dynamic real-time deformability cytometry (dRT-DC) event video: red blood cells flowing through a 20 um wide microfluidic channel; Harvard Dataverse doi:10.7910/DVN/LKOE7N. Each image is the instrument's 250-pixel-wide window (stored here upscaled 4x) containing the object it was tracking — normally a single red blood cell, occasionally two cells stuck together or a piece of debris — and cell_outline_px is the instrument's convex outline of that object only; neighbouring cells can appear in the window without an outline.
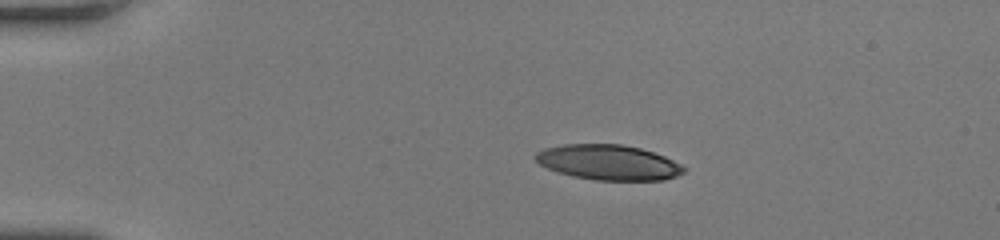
{"species": "human", "species_latin": "Homo sapiens", "temperature_condition": "room temperature", "stored_images_in_passage": 39, "camera_frame_rate_fps": 3000, "um_per_image_px": 0.085, "donor": {"sex": "female"}, "frame": {"image": 1, "passage_image": 1, "time_ms": 0.0, "image_size_px": [1000, 240], "cell_outline_px": [[684, 172], [676, 176], [664, 180], [596, 180], [572, 176], [556, 172], [540, 164], [532, 156], [536, 152], [544, 148], [564, 144], [620, 144], [640, 148], [664, 156], [680, 164], [684, 168]], "centroid_in_image_um": [51.67, 13.8], "position_along_channel_um": 33.3, "area_um2": 30.35}}
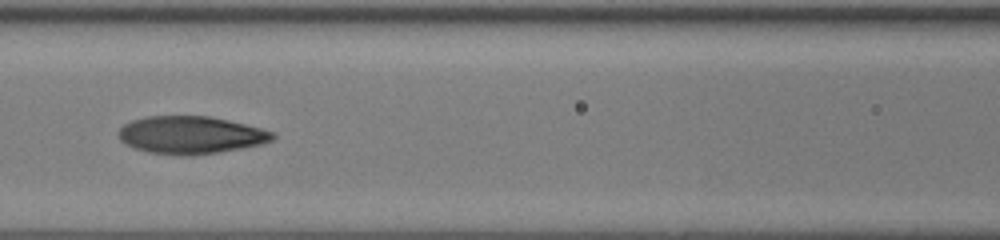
{"frame": {"image": 2, "passage_image": 16, "time_ms": 5.0, "image_size_px": [1000, 240], "cell_outline_px": [[276, 136], [272, 140], [260, 144], [244, 148], [192, 156], [184, 156], [148, 152], [124, 144], [116, 136], [120, 128], [124, 124], [132, 120], [148, 116], [208, 116], [228, 120], [276, 132]], "centroid_in_image_um": [16.2, 11.48], "position_along_channel_um": 150.4, "area_um2": 33.93}}
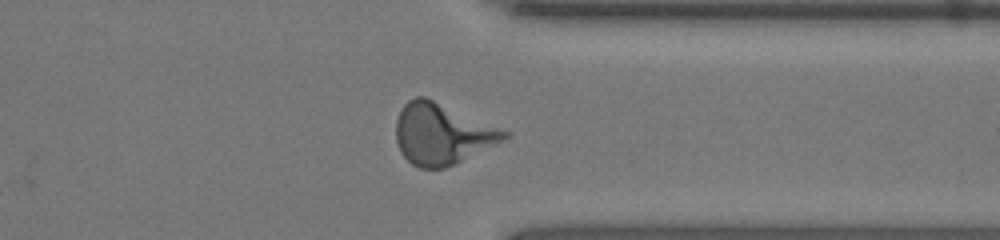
{"frame": {"image": 3, "passage_image": 34, "time_ms": 11.0, "image_size_px": [1000, 240], "cell_outline_px": [[512, 136], [456, 164], [444, 168], [420, 168], [412, 164], [400, 152], [396, 140], [396, 120], [400, 108], [408, 100], [416, 96], [424, 96], [512, 132]], "centroid_in_image_um": [37.58, 11.38], "position_along_channel_um": 373.8, "area_um2": 38.73}, "authors_computed_cell_mechanics": {"area_um2": 34.2754, "velocity_mm_per_s": 3.7332, "shape_relaxation_time_tau1_ms": 4.4954, "shape_relaxation_time_tau2_ms": 2.0319, "deformation_change_tau1": 0.1875, "deformation_change_tau2": 0.0987}}